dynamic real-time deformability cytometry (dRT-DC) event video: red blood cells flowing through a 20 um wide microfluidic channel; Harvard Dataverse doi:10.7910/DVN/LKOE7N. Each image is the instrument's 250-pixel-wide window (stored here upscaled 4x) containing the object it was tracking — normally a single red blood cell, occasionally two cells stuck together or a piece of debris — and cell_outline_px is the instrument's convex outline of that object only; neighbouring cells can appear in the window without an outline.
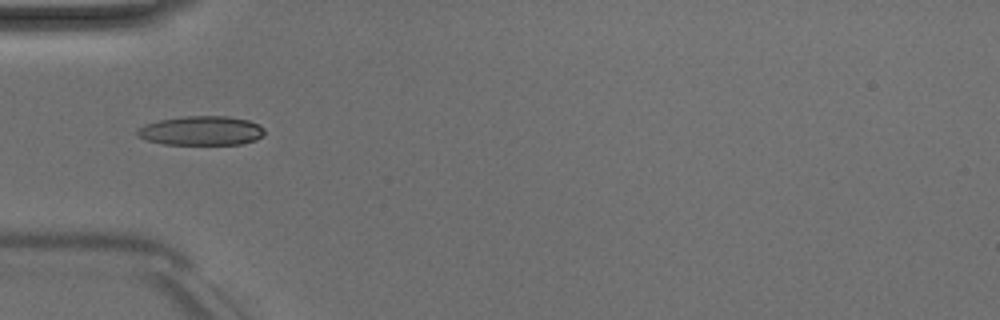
{"species": "Egyptian fruit bat (a non-hibernating species)", "species_latin": "Rousettus aegyptiacus", "temperature_condition": "room temperature", "stored_images_in_passage": 4, "camera_frame_rate_fps": 3000, "um_per_image_px": 0.085, "animal": {"sex": "male"}, "frame": {"image": 1, "passage_image": 3, "time_ms": 2.333, "image_size_px": [1000, 320], "cell_outline_px": [[264, 132], [256, 140], [240, 144], [164, 144], [144, 140], [136, 136], [136, 128], [144, 124], [160, 120], [184, 116], [228, 116], [248, 120], [260, 124], [264, 128]], "centroid_in_image_um": [17.07, 11.11], "position_along_channel_um": 67.9, "area_um2": 21.85}}